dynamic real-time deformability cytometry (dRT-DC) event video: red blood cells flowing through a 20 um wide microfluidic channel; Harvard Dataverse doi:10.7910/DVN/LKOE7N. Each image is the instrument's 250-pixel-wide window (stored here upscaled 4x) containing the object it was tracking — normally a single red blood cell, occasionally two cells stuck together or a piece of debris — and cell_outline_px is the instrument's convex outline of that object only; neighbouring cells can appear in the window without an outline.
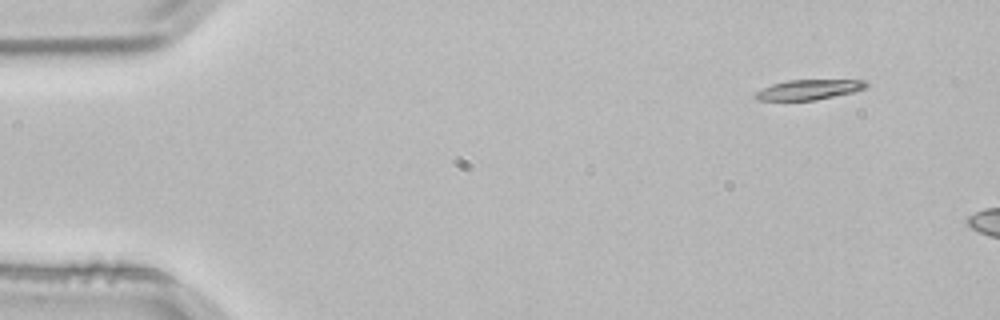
{"species": "common noctule bat (a hibernating species)", "species_latin": "Nyctalus noctula", "temperature_condition": "room temperature", "stored_images_in_passage": 4, "camera_frame_rate_fps": 3000, "um_per_image_px": 0.085, "animal": {"sex": "male", "body_mass_g": 21.5, "forearm_length_mm": 52.0}, "frame": {"image": 1, "passage_image": 1, "time_ms": 0.0, "image_size_px": [1000, 320], "cell_outline_px": [[868, 88], [852, 92], [816, 100], [760, 100], [756, 96], [756, 92], [772, 84], [788, 80], [864, 80], [868, 84]], "centroid_in_image_um": [68.81, 7.61], "position_along_channel_um": 16.2, "area_um2": 12.72}}
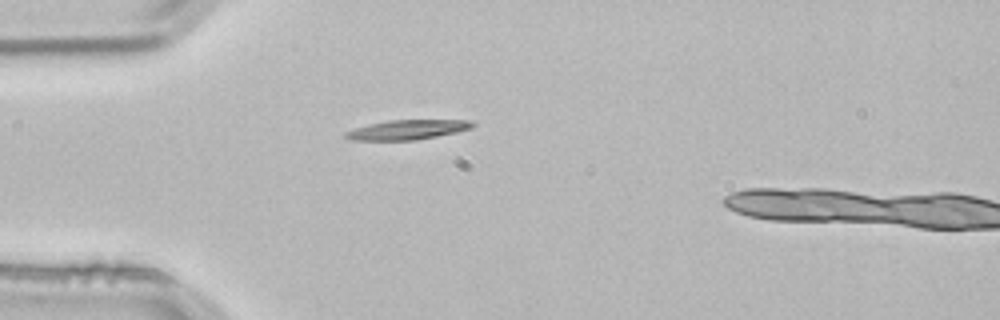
{"frame": {"image": 2, "passage_image": 3, "time_ms": 0.667, "image_size_px": [1000, 320], "cell_outline_px": [[476, 124], [472, 128], [456, 132], [416, 140], [352, 140], [344, 136], [344, 132], [356, 128], [388, 120], [468, 120]], "centroid_in_image_um": [34.65, 11.02], "position_along_channel_um": 50.4, "area_um2": 14.33}}